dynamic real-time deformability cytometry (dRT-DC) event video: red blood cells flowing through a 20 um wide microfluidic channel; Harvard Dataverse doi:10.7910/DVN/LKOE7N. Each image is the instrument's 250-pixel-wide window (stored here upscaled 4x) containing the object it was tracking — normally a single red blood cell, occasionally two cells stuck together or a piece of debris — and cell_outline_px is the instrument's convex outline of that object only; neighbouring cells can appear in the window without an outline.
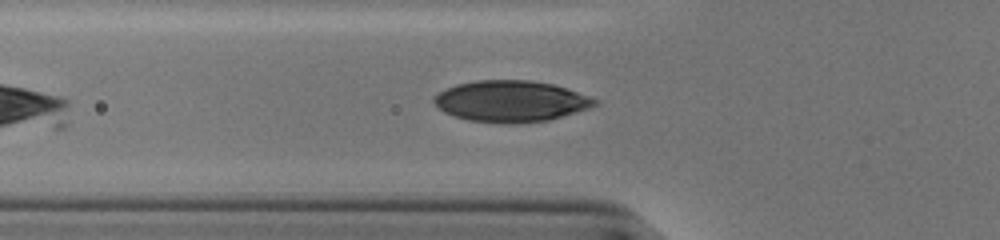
{"species": "human", "species_latin": "Homo sapiens", "temperature_condition": "cold", "stored_images_in_passage": 37, "camera_frame_rate_fps": 3000, "um_per_image_px": 0.085, "donor": {"sex": "male"}, "frame": {"image": 1, "passage_image": 6, "time_ms": 1.667, "image_size_px": [1000, 240], "cell_outline_px": [[600, 100], [596, 104], [588, 108], [548, 120], [516, 124], [504, 124], [468, 120], [444, 112], [432, 100], [440, 92], [456, 84], [476, 80], [528, 80], [552, 84]], "centroid_in_image_um": [43.41, 8.61], "position_along_channel_um": 82.4, "area_um2": 38.26}}
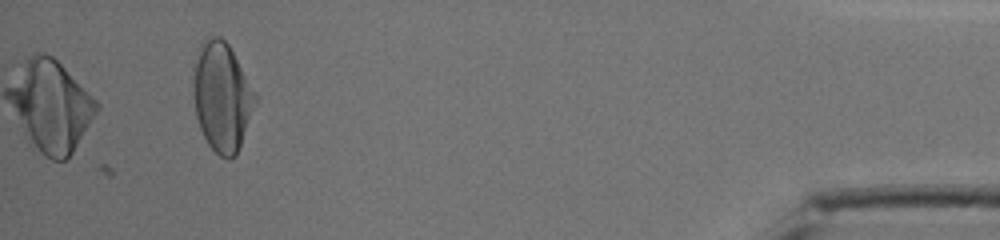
{"frame": {"image": 2, "passage_image": 37, "time_ms": 12.0, "image_size_px": [1000, 240], "cell_outline_px": [[256, 104], [236, 156], [228, 160], [220, 156], [208, 144], [200, 128], [196, 116], [192, 84], [196, 60], [200, 44], [204, 36], [220, 36], [228, 44], [256, 96]], "centroid_in_image_um": [18.84, 8.24], "position_along_channel_um": 416.4, "area_um2": 38.96}}